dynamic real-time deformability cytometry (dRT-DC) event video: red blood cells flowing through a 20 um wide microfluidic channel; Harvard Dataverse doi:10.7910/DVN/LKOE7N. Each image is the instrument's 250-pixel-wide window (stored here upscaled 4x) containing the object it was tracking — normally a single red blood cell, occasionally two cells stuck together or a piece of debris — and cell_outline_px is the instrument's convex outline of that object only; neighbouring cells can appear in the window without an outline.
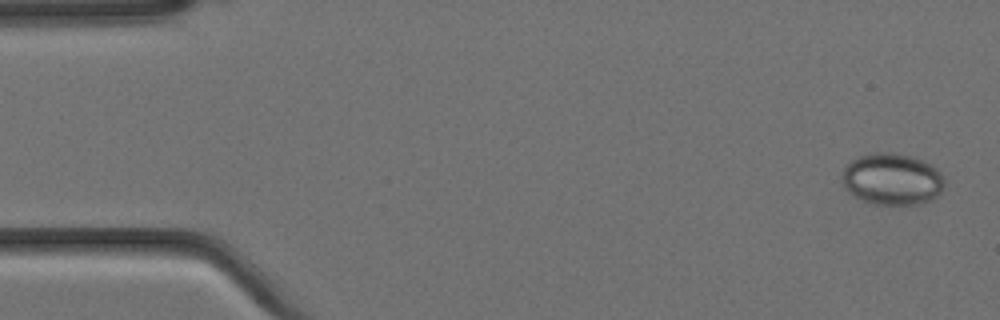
{"species": "Egyptian fruit bat (a non-hibernating species)", "species_latin": "Rousettus aegyptiacus", "temperature_condition": "cold", "stored_images_in_passage": 15, "camera_frame_rate_fps": 3000, "um_per_image_px": 0.085, "animal": {"sex": "female"}, "frame": {"image": 1, "passage_image": 1, "time_ms": 0.0, "image_size_px": [1000, 320], "cell_outline_px": [[944, 188], [932, 200], [916, 204], [876, 204], [864, 200], [856, 196], [844, 184], [844, 168], [852, 160], [860, 156], [872, 152], [896, 152], [912, 156], [924, 160], [936, 168], [940, 172], [944, 180]], "centroid_in_image_um": [75.89, 15.2], "position_along_channel_um": 9.1, "area_um2": 30.52}}
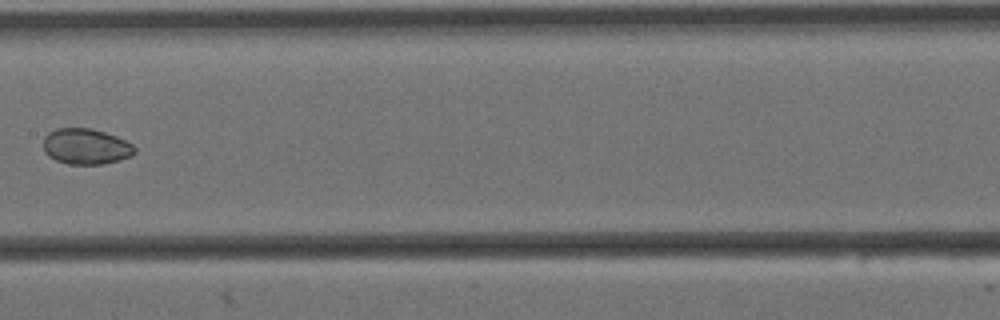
{"frame": {"image": 2, "passage_image": 8, "time_ms": 2.333, "image_size_px": [1000, 320], "cell_outline_px": [[136, 152], [132, 156], [120, 160], [104, 164], [68, 164], [56, 160], [48, 156], [44, 152], [44, 136], [48, 132], [56, 128], [92, 128], [116, 136], [132, 144], [136, 148]], "centroid_in_image_um": [7.31, 12.45], "position_along_channel_um": 200.1, "area_um2": 19.19}}
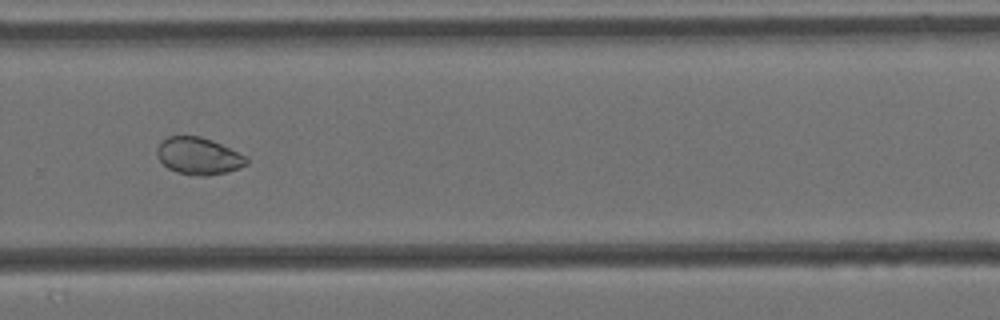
{"frame": {"image": 3, "passage_image": 11, "time_ms": 3.333, "image_size_px": [1000, 320], "cell_outline_px": [[248, 164], [240, 168], [228, 172], [208, 176], [200, 176], [176, 172], [168, 168], [156, 156], [156, 148], [168, 136], [200, 136], [212, 140], [244, 156], [248, 160]], "centroid_in_image_um": [16.86, 13.27], "position_along_channel_um": 312.9, "area_um2": 19.19}}